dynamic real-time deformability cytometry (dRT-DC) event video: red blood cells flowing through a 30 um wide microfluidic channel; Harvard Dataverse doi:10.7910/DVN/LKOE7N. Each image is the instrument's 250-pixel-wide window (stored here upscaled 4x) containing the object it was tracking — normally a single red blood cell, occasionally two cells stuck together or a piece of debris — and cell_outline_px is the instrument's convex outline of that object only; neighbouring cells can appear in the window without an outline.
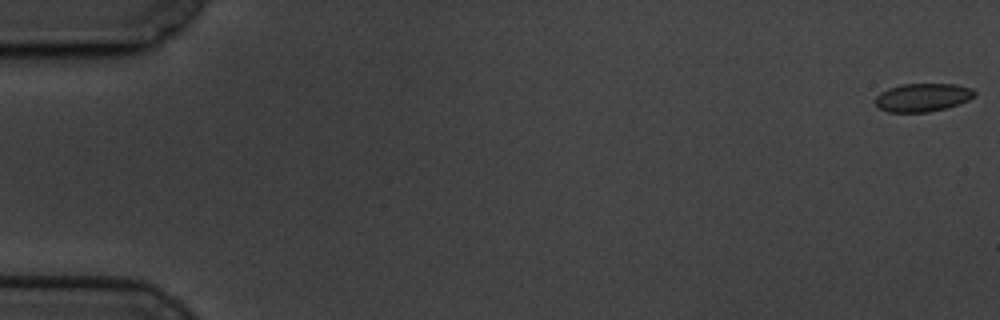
{"species": "common noctule bat (a hibernating species)", "species_latin": "Nyctalus noctula", "temperature_condition": "cold", "stored_images_in_passage": 60, "camera_frame_rate_fps": 3000, "um_per_image_px": 0.085, "animal": {"sex": "male", "body_mass_g": 19.5, "forearm_length_mm": 54.6}, "frame": {"image": 1, "passage_image": 1, "time_ms": 0.0, "image_size_px": [1000, 320], "cell_outline_px": [[976, 96], [960, 104], [928, 112], [888, 112], [880, 108], [876, 104], [876, 96], [880, 92], [888, 88], [900, 84], [956, 84], [972, 88], [976, 92]], "centroid_in_image_um": [78.45, 8.27], "position_along_channel_um": 6.6, "area_um2": 16.42}}
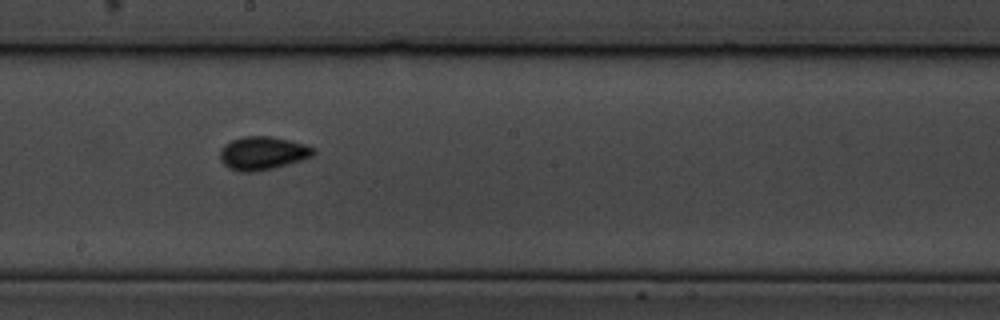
{"frame": {"image": 2, "passage_image": 34, "time_ms": 11.0, "image_size_px": [1000, 320], "cell_outline_px": [[316, 152], [312, 156], [300, 160], [272, 168], [252, 172], [240, 172], [228, 168], [220, 160], [220, 148], [224, 144], [240, 136], [272, 136], [308, 144], [316, 148]], "centroid_in_image_um": [22.32, 13.0], "position_along_channel_um": 225.9, "area_um2": 18.32}}
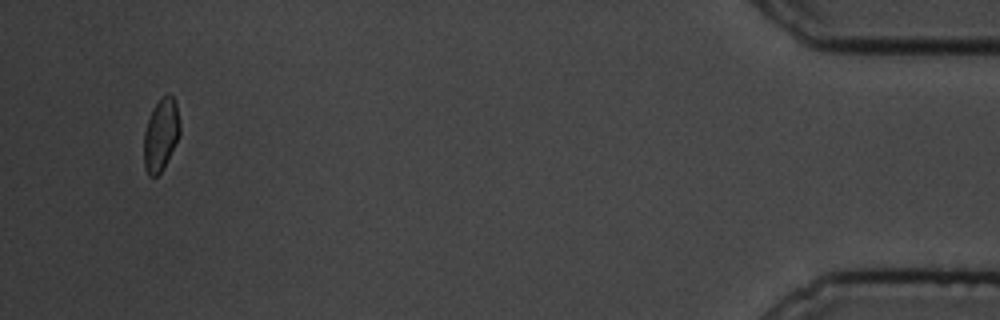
{"frame": {"image": 3, "passage_image": 58, "time_ms": 19.0, "image_size_px": [1000, 320], "cell_outline_px": [[180, 132], [164, 168], [156, 176], [148, 176], [144, 168], [144, 132], [152, 108], [168, 92], [176, 100], [180, 124]], "centroid_in_image_um": [13.67, 11.45], "position_along_channel_um": 421.5, "area_um2": 15.14}, "authors_computed_cell_mechanics": {"area_um2": 16.473, "velocity_mm_per_s": 3.3761, "shape_relaxation_time_tau1_ms": 5.1417, "shape_relaxation_time_tau2_ms": null, "deformation_change_tau1": 0.0831, "deformation_change_tau2": null}}